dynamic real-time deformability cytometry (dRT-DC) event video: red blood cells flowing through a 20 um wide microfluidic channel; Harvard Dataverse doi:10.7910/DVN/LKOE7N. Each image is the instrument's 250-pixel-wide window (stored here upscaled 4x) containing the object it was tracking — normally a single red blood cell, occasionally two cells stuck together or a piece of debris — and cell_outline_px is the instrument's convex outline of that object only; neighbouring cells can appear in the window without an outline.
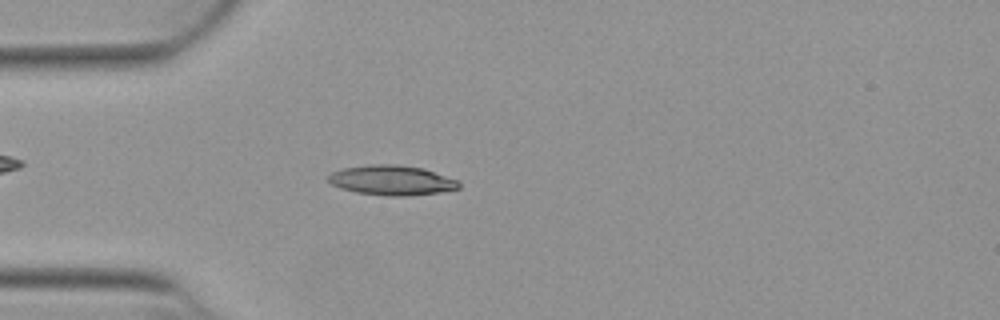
{"species": "Egyptian fruit bat (a non-hibernating species)", "species_latin": "Rousettus aegyptiacus", "temperature_condition": "warm", "stored_images_in_passage": 51, "camera_frame_rate_fps": 3000, "um_per_image_px": 0.085, "animal": {"sex": "female"}, "frame": {"image": 1, "passage_image": 14, "time_ms": 4.333, "image_size_px": [1000, 320], "cell_outline_px": [[460, 188], [440, 192], [404, 196], [388, 196], [356, 192], [340, 188], [332, 184], [324, 176], [332, 172], [344, 168], [368, 164], [396, 164], [424, 168], [456, 180], [460, 184]], "centroid_in_image_um": [33.25, 15.31], "position_along_channel_um": 51.7, "area_um2": 22.72}}
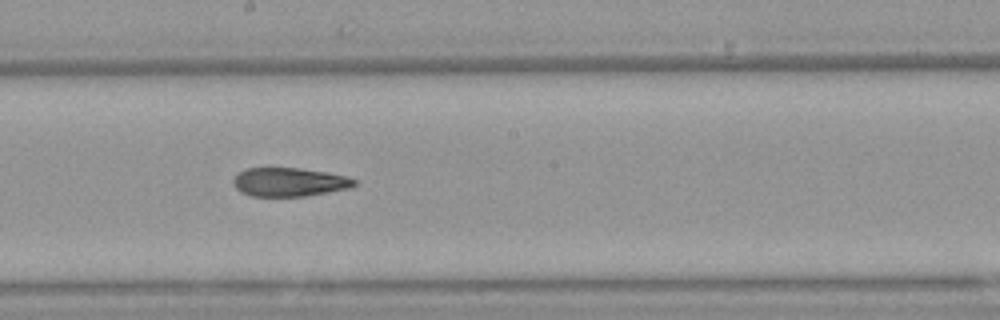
{"frame": {"image": 2, "passage_image": 28, "time_ms": 9.0, "image_size_px": [1000, 320], "cell_outline_px": [[356, 184], [348, 188], [308, 196], [252, 196], [240, 192], [232, 184], [232, 180], [240, 172], [248, 168], [300, 168], [328, 172], [344, 176], [356, 180]], "centroid_in_image_um": [24.57, 15.48], "position_along_channel_um": 223.6, "area_um2": 20.17}}
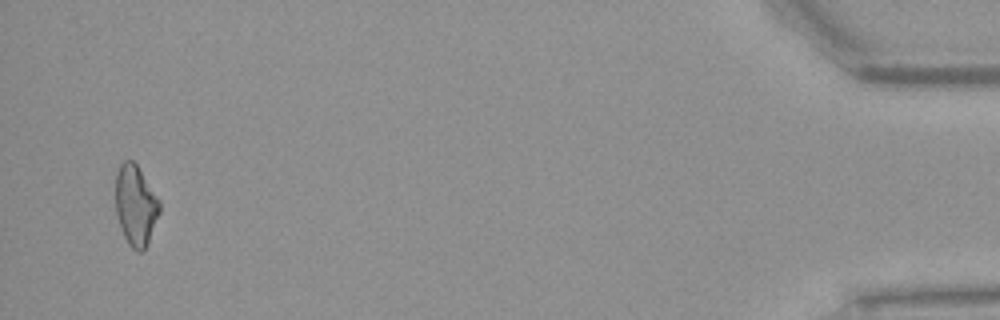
{"frame": {"image": 3, "passage_image": 50, "time_ms": 16.333, "image_size_px": [1000, 320], "cell_outline_px": [[160, 212], [148, 244], [144, 252], [136, 252], [128, 244], [120, 228], [116, 212], [116, 172], [120, 164], [124, 160], [132, 160], [136, 164], [160, 200]], "centroid_in_image_um": [11.53, 17.49], "position_along_channel_um": 423.7, "area_um2": 20.81}, "authors_computed_cell_mechanics": {"area_um2": 21.1548, "velocity_mm_per_s": 3.898, "shape_relaxation_time_tau1_ms": null, "shape_relaxation_time_tau2_ms": 4.3535, "deformation_change_tau1": null, "deformation_change_tau2": 0.1334}}